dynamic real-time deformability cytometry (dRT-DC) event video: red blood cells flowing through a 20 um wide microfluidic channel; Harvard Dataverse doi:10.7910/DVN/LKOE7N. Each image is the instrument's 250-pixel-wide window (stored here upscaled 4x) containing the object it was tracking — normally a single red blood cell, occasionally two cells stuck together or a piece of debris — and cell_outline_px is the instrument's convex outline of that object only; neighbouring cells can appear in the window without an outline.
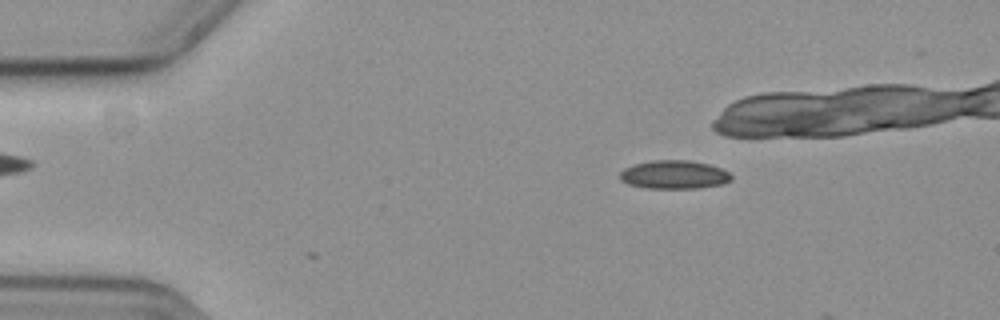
{"species": "common noctule bat (a hibernating species)", "species_latin": "Nyctalus noctula", "temperature_condition": "cold", "stored_images_in_passage": 7, "camera_frame_rate_fps": 3000, "um_per_image_px": 0.085, "animal": {"sex": "female", "body_mass_g": 19.3, "forearm_length_mm": 54.1}, "frame": {"image": 1, "passage_image": 7, "time_ms": 2.0, "image_size_px": [1000, 320], "cell_outline_px": [[732, 180], [724, 184], [696, 188], [648, 188], [628, 184], [620, 180], [620, 172], [624, 168], [636, 164], [652, 160], [692, 160], [708, 164], [720, 168], [728, 172], [732, 176]], "centroid_in_image_um": [57.31, 14.84], "position_along_channel_um": 27.7, "area_um2": 18.5}}